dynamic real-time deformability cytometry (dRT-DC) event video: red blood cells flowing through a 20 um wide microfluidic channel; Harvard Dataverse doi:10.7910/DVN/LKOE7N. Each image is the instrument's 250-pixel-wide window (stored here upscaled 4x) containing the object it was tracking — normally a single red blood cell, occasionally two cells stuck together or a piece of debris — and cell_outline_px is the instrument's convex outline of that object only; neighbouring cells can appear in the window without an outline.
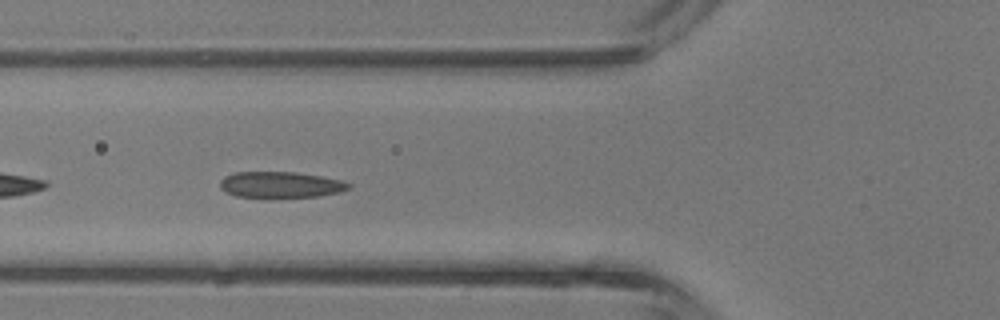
{"species": "common noctule bat (a hibernating species)", "species_latin": "Nyctalus noctula", "temperature_condition": "room temperature", "stored_images_in_passage": 26, "camera_frame_rate_fps": 3000, "um_per_image_px": 0.085, "animal": {"sex": "male", "body_mass_g": 13.3}, "frame": {"image": 1, "passage_image": 3, "time_ms": 0.667, "image_size_px": [1000, 320], "cell_outline_px": [[352, 188], [340, 192], [320, 196], [268, 200], [264, 200], [236, 196], [220, 188], [220, 180], [224, 176], [236, 172], [296, 172], [320, 176], [340, 180], [352, 184]], "centroid_in_image_um": [23.84, 15.75], "position_along_channel_um": 102.0, "area_um2": 20.46}}
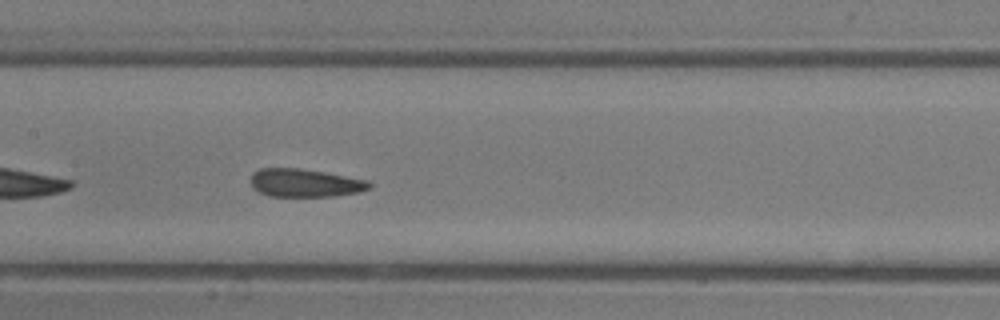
{"frame": {"image": 2, "passage_image": 8, "time_ms": 2.333, "image_size_px": [1000, 320], "cell_outline_px": [[372, 188], [360, 192], [336, 196], [268, 196], [252, 188], [248, 180], [252, 172], [260, 168], [300, 168], [324, 172], [368, 180], [372, 184]], "centroid_in_image_um": [25.9, 15.55], "position_along_channel_um": 181.5, "area_um2": 19.77}}
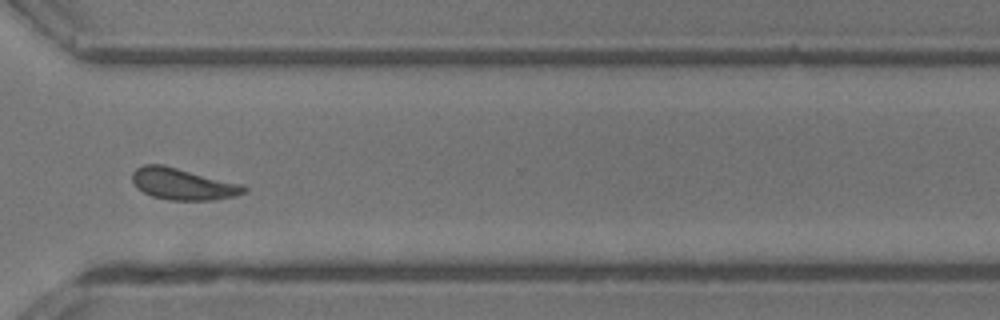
{"frame": {"image": 3, "passage_image": 19, "time_ms": 6.0, "image_size_px": [1000, 320], "cell_outline_px": [[248, 188], [244, 192], [236, 196], [212, 200], [168, 200], [152, 196], [136, 188], [132, 180], [132, 172], [136, 168], [144, 164], [160, 164], [244, 184]], "centroid_in_image_um": [15.54, 15.64], "position_along_channel_um": 355.1, "area_um2": 20.58}, "authors_computed_cell_mechanics": {"area_um2": 19.5075, "velocity_mm_per_s": 4.7443, "shape_relaxation_time_tau1_ms": null, "shape_relaxation_time_tau2_ms": 0.7947, "deformation_change_tau1": null, "deformation_change_tau2": 0.0673}}